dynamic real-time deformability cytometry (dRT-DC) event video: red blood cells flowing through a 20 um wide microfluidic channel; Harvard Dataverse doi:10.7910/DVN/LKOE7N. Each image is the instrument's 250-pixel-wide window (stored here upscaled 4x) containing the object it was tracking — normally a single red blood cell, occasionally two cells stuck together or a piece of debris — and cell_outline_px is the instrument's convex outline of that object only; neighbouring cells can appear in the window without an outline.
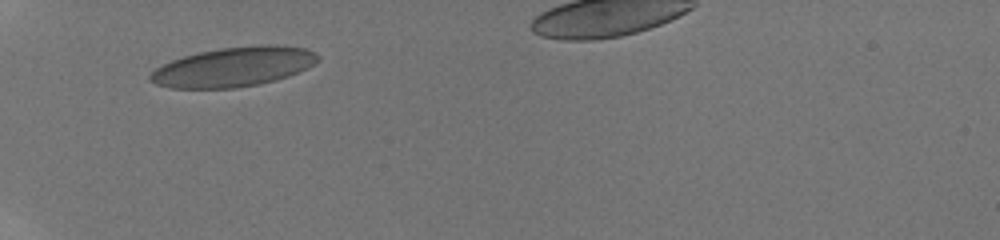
{"species": "human", "species_latin": "Homo sapiens", "temperature_condition": "room temperature", "stored_images_in_passage": 54, "camera_frame_rate_fps": 3000, "um_per_image_px": 0.085, "donor": {"sex": "male"}, "frame": {"image": 1, "passage_image": 1, "time_ms": 0.0, "image_size_px": [1000, 240], "cell_outline_px": [[320, 56], [308, 68], [288, 76], [276, 80], [236, 88], [172, 88], [156, 84], [148, 80], [148, 76], [156, 68], [172, 60], [184, 56], [200, 52], [220, 48], [264, 44], [276, 44], [304, 48], [316, 52]], "centroid_in_image_um": [19.86, 5.68], "position_along_channel_um": 65.1, "area_um2": 38.49}}
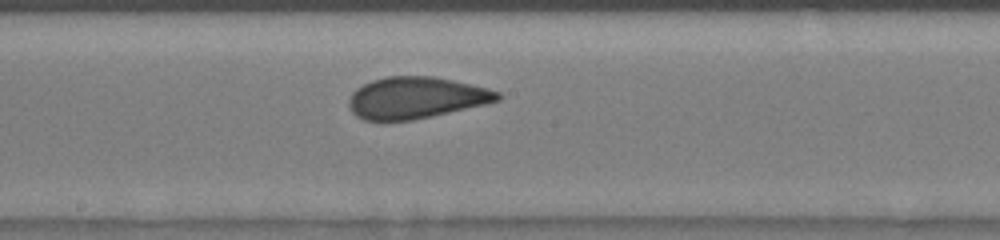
{"frame": {"image": 2, "passage_image": 17, "time_ms": 4.0, "image_size_px": [1000, 240], "cell_outline_px": [[500, 100], [484, 104], [432, 116], [412, 120], [364, 120], [356, 116], [348, 108], [348, 100], [352, 92], [356, 88], [372, 80], [388, 76], [432, 76], [452, 80], [488, 88], [500, 92]], "centroid_in_image_um": [35.32, 8.31], "position_along_channel_um": 212.9, "area_um2": 35.89}}
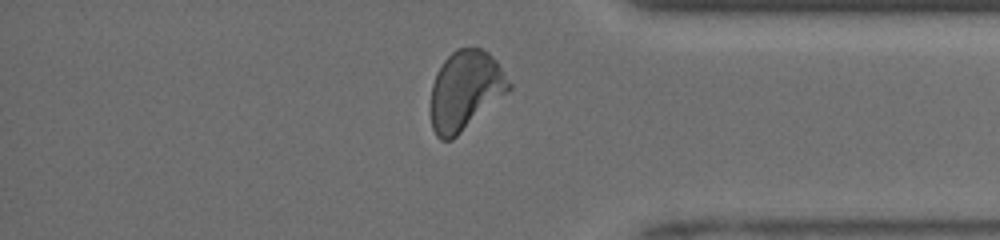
{"frame": {"image": 3, "passage_image": 42, "time_ms": 8.667, "image_size_px": [1000, 240], "cell_outline_px": [[512, 88], [508, 92], [452, 140], [440, 140], [436, 136], [432, 128], [428, 108], [432, 84], [436, 72], [444, 60], [456, 48], [480, 48], [488, 52], [496, 60], [512, 84]], "centroid_in_image_um": [39.51, 7.7], "position_along_channel_um": 395.7, "area_um2": 36.59}}